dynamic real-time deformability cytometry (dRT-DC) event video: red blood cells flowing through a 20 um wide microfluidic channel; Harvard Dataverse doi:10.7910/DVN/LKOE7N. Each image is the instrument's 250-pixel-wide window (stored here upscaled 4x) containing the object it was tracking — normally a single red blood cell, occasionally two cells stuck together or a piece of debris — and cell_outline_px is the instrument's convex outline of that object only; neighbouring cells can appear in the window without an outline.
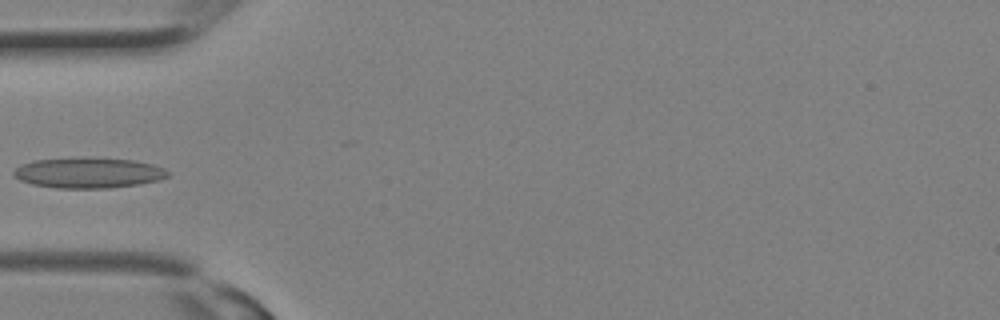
{"species": "Egyptian fruit bat (a non-hibernating species)", "species_latin": "Rousettus aegyptiacus", "temperature_condition": "room temperature", "stored_images_in_passage": 2, "camera_frame_rate_fps": 3000, "um_per_image_px": 0.085, "animal": {"sex": "female"}, "frame": {"image": 1, "passage_image": 1, "time_ms": 0.0, "image_size_px": [1000, 320], "cell_outline_px": [[168, 176], [156, 180], [140, 184], [108, 188], [56, 188], [32, 184], [20, 180], [12, 172], [20, 164], [32, 160], [100, 156], [132, 160], [152, 164], [164, 168], [168, 172]], "centroid_in_image_um": [7.5, 14.67], "position_along_channel_um": 77.5, "area_um2": 27.69}}